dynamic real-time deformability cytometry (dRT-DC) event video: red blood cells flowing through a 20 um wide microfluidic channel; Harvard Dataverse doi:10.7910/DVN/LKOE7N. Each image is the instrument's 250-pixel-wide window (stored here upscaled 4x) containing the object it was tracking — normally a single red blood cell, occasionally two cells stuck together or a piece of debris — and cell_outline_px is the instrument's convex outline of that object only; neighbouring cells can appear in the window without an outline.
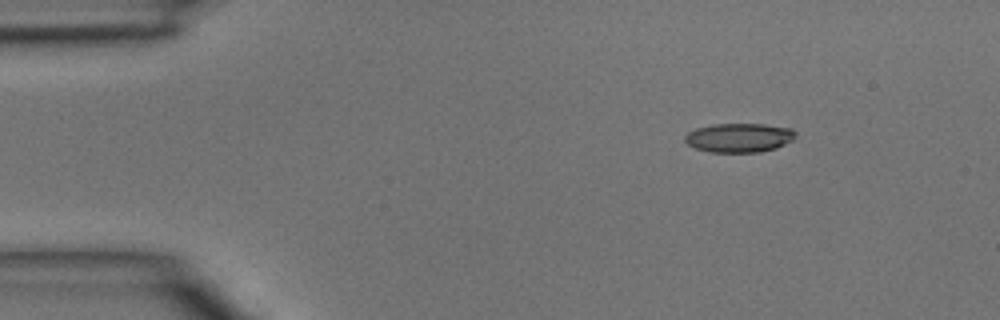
{"species": "common noctule bat (a hibernating species)", "species_latin": "Nyctalus noctula", "temperature_condition": "room temperature", "stored_images_in_passage": 40, "camera_frame_rate_fps": 3000, "um_per_image_px": 0.085, "animal": {"sex": "male", "body_mass_g": 15.6}, "frame": {"image": 1, "passage_image": 1, "time_ms": 0.0, "image_size_px": [1000, 320], "cell_outline_px": [[796, 136], [792, 140], [776, 148], [760, 152], [712, 152], [696, 148], [688, 144], [684, 140], [684, 136], [688, 132], [696, 128], [712, 124], [764, 124], [792, 128], [796, 132]], "centroid_in_image_um": [62.83, 11.7], "position_along_channel_um": 22.2, "area_um2": 18.79}}
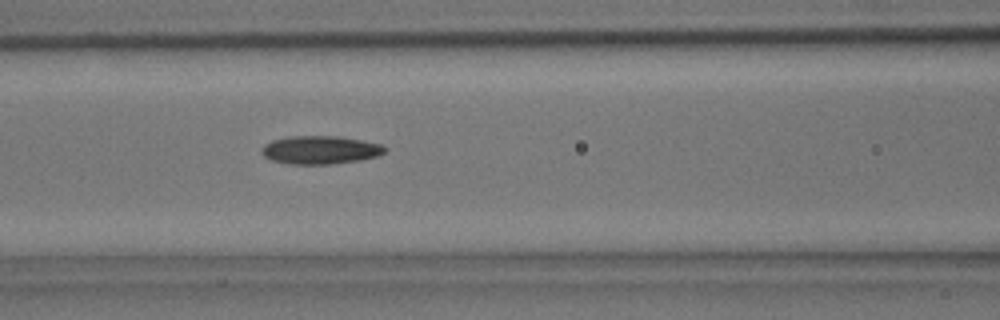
{"frame": {"image": 2, "passage_image": 14, "time_ms": 4.333, "image_size_px": [1000, 320], "cell_outline_px": [[388, 148], [384, 152], [376, 156], [360, 160], [328, 164], [292, 164], [272, 160], [264, 156], [260, 152], [264, 144], [272, 140], [288, 136], [340, 136], [380, 144]], "centroid_in_image_um": [27.19, 12.73], "position_along_channel_um": 139.4, "area_um2": 20.17}}
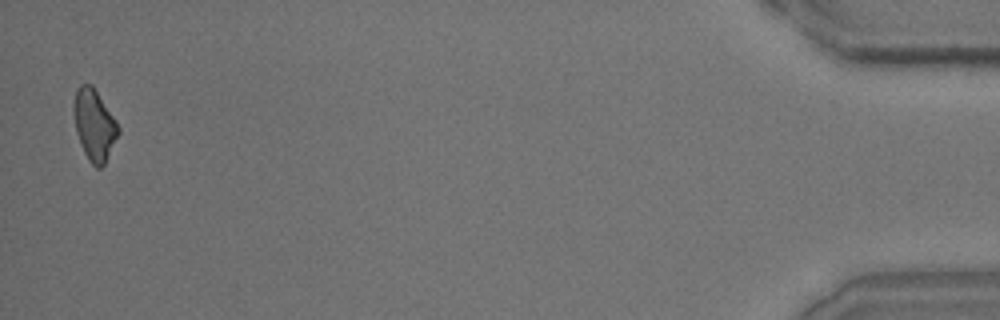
{"frame": {"image": 3, "passage_image": 40, "time_ms": 13.0, "image_size_px": [1000, 320], "cell_outline_px": [[120, 132], [104, 164], [100, 168], [96, 168], [88, 160], [80, 144], [76, 132], [72, 108], [72, 104], [76, 92], [80, 84], [92, 84], [116, 120], [120, 128]], "centroid_in_image_um": [8.0, 10.61], "position_along_channel_um": 427.2, "area_um2": 18.55}}